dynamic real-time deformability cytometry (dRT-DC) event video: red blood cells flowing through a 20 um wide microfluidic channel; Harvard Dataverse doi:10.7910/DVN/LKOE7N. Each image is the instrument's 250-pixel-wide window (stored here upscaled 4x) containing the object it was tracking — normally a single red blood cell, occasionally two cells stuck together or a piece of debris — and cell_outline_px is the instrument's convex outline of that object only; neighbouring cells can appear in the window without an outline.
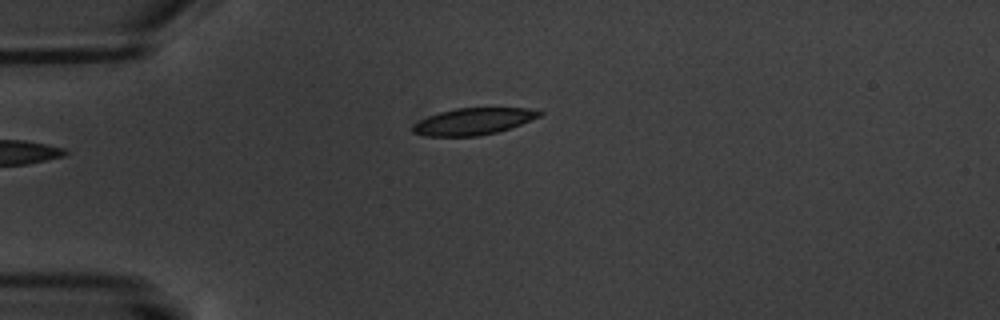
{"species": "common noctule bat (a hibernating species)", "species_latin": "Nyctalus noctula", "temperature_condition": "warm", "stored_images_in_passage": 2, "camera_frame_rate_fps": 3000, "um_per_image_px": 0.085, "animal": {"sex": "male", "body_mass_g": 20.1, "forearm_length_mm": 53.5}, "frame": {"image": 1, "passage_image": 2, "time_ms": 1.333, "image_size_px": [1000, 320], "cell_outline_px": [[544, 112], [540, 116], [520, 124], [496, 132], [476, 136], [424, 136], [412, 132], [412, 128], [420, 120], [428, 116], [440, 112], [456, 108], [528, 108]], "centroid_in_image_um": [40.22, 10.32], "position_along_channel_um": 44.8, "area_um2": 19.42}}